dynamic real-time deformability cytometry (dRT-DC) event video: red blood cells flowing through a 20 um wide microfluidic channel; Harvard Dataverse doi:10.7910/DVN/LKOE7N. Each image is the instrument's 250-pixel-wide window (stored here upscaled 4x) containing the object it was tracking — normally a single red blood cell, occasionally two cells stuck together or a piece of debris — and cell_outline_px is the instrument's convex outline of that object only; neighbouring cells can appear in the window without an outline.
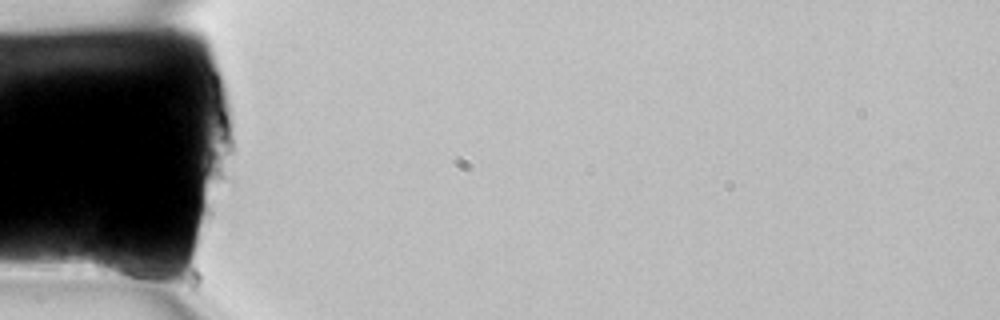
{"species": "common noctule bat (a hibernating species)", "species_latin": "Nyctalus noctula", "temperature_condition": "room temperature", "stored_images_in_passage": 4, "camera_frame_rate_fps": 3000, "um_per_image_px": 0.085, "animal": {"sex": "female", "body_mass_g": 22.7, "forearm_length_mm": 54.2}, "frame": {"image": 1, "passage_image": 1, "time_ms": 0.0, "image_size_px": [1000, 320], "cell_outline_px": [[160, 276], [152, 288], [96, 272], [92, 264], [92, 256], [96, 248], [140, 256], [160, 268]], "centroid_in_image_um": [10.69, 22.71], "position_along_channel_um": 74.3, "area_um2": 12.08}}